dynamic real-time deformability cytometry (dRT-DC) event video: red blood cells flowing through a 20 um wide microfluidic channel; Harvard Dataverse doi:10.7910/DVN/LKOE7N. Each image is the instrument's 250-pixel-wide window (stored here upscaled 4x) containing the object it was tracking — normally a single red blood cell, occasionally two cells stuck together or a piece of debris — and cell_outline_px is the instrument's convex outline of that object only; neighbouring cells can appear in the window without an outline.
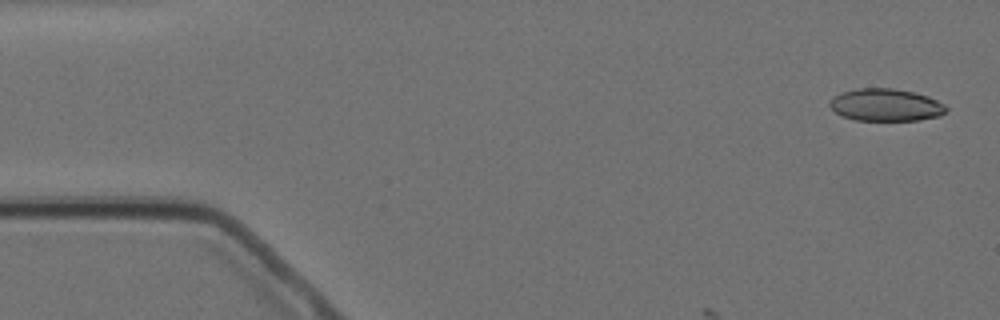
{"species": "Egyptian fruit bat (a non-hibernating species)", "species_latin": "Rousettus aegyptiacus", "temperature_condition": "cold", "stored_images_in_passage": 5, "segment_of_instrument_passage": [1, 2], "camera_frame_rate_fps": 3000, "um_per_image_px": 0.085, "animal": {"sex": "female"}, "frame": {"image": 1, "passage_image": 1, "time_ms": 0.0, "image_size_px": [1000, 320], "cell_outline_px": [[948, 108], [940, 116], [920, 120], [856, 120], [844, 116], [836, 112], [828, 104], [828, 100], [832, 96], [840, 92], [856, 88], [892, 88], [912, 92], [928, 96], [944, 104]], "centroid_in_image_um": [75.26, 8.91], "position_along_channel_um": 9.7, "area_um2": 22.02}}
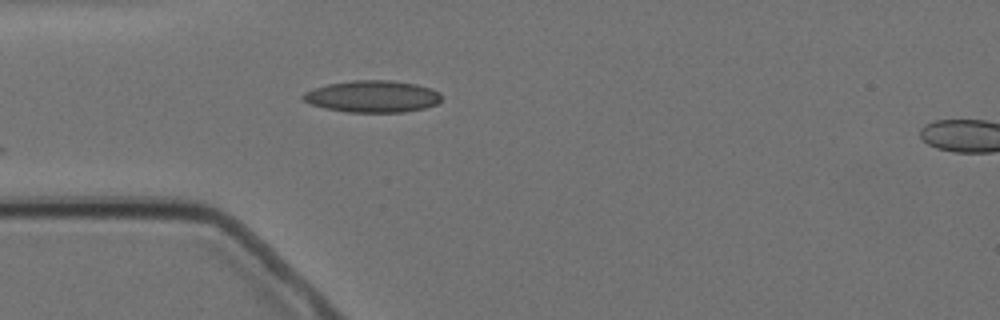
{"frame": {"image": 2, "passage_image": 4, "time_ms": 4.333, "image_size_px": [1000, 320], "cell_outline_px": [[440, 100], [436, 104], [424, 108], [404, 112], [348, 112], [324, 108], [312, 104], [304, 100], [300, 96], [304, 92], [312, 88], [328, 84], [352, 80], [392, 80], [416, 84], [432, 88], [440, 92]], "centroid_in_image_um": [31.65, 8.19], "position_along_channel_um": 53.4, "area_um2": 25.78}}